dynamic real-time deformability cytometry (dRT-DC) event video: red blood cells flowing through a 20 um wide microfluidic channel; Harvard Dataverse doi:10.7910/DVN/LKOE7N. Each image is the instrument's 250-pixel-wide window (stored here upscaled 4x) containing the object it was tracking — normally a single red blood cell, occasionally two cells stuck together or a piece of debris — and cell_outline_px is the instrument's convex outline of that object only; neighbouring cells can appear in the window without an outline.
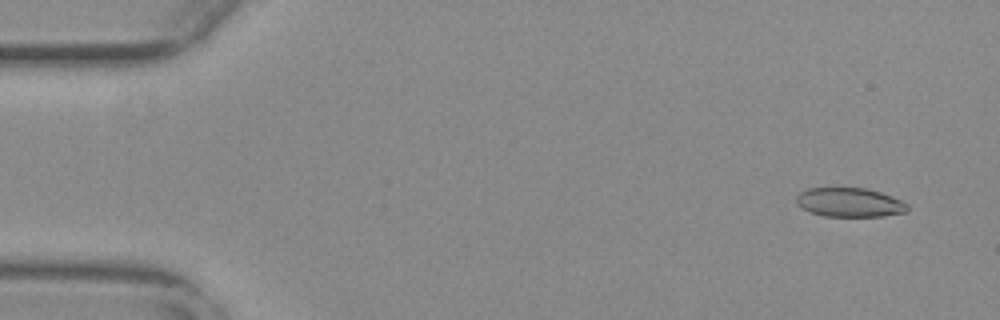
{"species": "common noctule bat (a hibernating species)", "species_latin": "Nyctalus noctula", "temperature_condition": "warm", "stored_images_in_passage": 56, "camera_frame_rate_fps": 3000, "um_per_image_px": 0.085, "animal": {"sex": "female", "body_mass_g": 29.2, "forearm_length_mm": 56.3}, "frame": {"image": 1, "passage_image": 4, "time_ms": 1.0, "image_size_px": [1000, 320], "cell_outline_px": [[908, 212], [884, 216], [824, 216], [808, 212], [800, 208], [796, 204], [796, 196], [800, 192], [808, 188], [864, 188], [880, 192], [892, 196], [908, 204]], "centroid_in_image_um": [72.19, 17.21], "position_along_channel_um": 12.8, "area_um2": 19.02}}
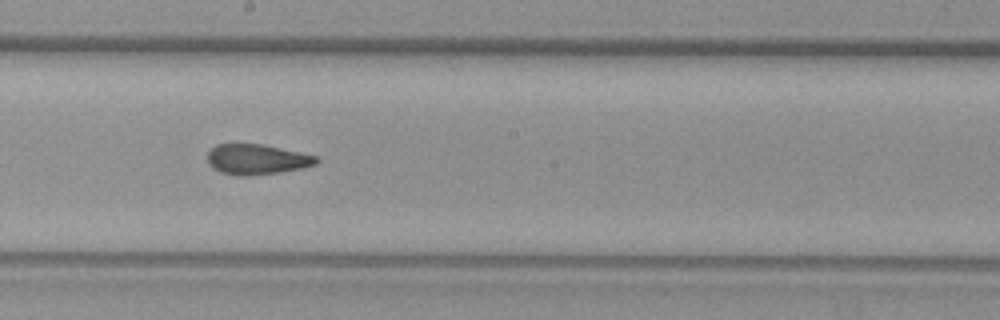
{"frame": {"image": 2, "passage_image": 31, "time_ms": 10.0, "image_size_px": [1000, 320], "cell_outline_px": [[320, 160], [316, 164], [300, 168], [280, 172], [252, 176], [240, 176], [220, 172], [212, 168], [208, 164], [208, 152], [216, 144], [264, 144], [316, 156]], "centroid_in_image_um": [21.8, 13.55], "position_along_channel_um": 226.4, "area_um2": 19.25}}
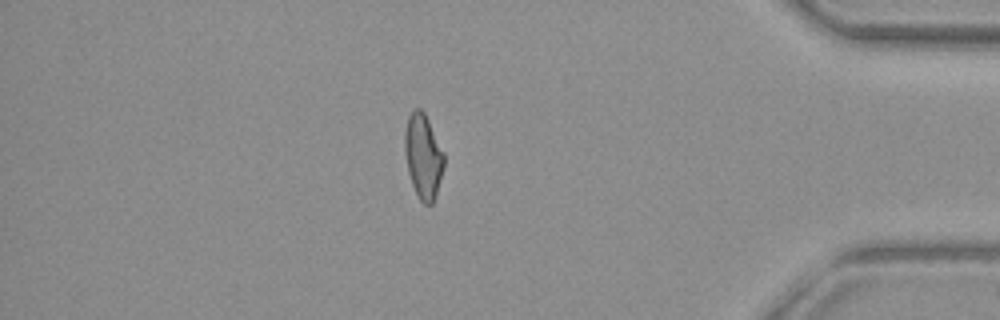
{"frame": {"image": 3, "passage_image": 48, "time_ms": 15.667, "image_size_px": [1000, 320], "cell_outline_px": [[444, 168], [436, 196], [432, 204], [424, 204], [420, 200], [412, 184], [408, 172], [404, 148], [404, 132], [408, 116], [412, 108], [420, 108], [424, 112], [444, 152]], "centroid_in_image_um": [35.97, 13.27], "position_along_channel_um": 399.2, "area_um2": 19.48}, "authors_computed_cell_mechanics": {"area_um2": 19.7965, "velocity_mm_per_s": 3.7475, "shape_relaxation_time_tau1_ms": null, "shape_relaxation_time_tau2_ms": 1.9269, "deformation_change_tau1": null, "deformation_change_tau2": 0.0884}}